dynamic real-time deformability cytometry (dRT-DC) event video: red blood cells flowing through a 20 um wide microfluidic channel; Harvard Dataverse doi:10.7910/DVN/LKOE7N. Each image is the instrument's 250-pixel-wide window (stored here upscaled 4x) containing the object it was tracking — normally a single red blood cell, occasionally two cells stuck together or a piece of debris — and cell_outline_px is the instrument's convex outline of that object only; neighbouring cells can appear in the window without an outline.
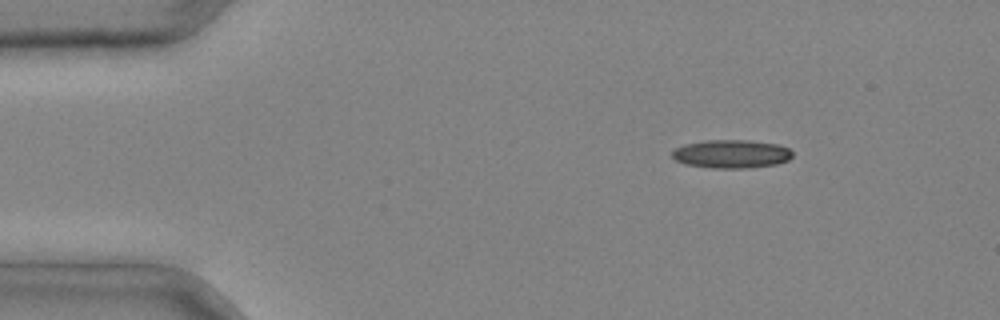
{"species": "common noctule bat (a hibernating species)", "species_latin": "Nyctalus noctula", "temperature_condition": "cold", "stored_images_in_passage": 2, "camera_frame_rate_fps": 3000, "um_per_image_px": 0.085, "animal": {"sex": "male", "body_mass_g": 20.4}, "frame": {"image": 1, "passage_image": 1, "time_ms": 0.0, "image_size_px": [1000, 320], "cell_outline_px": [[792, 156], [788, 160], [776, 164], [748, 168], [712, 168], [684, 164], [676, 160], [672, 156], [672, 152], [676, 148], [684, 144], [708, 140], [748, 140], [776, 144], [788, 148], [792, 152]], "centroid_in_image_um": [62.16, 13.09], "position_along_channel_um": 22.8, "area_um2": 19.83}}